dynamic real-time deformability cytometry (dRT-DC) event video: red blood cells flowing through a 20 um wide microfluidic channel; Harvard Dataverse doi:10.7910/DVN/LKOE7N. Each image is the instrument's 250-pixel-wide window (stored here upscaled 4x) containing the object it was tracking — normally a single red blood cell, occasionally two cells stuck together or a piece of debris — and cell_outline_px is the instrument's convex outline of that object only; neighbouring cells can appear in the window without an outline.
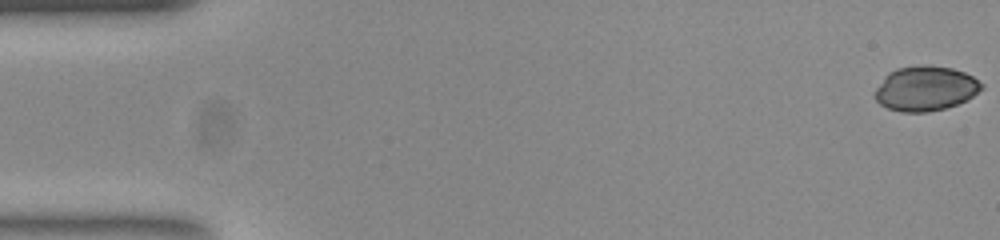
{"species": "common noctule bat (a hibernating species)", "species_latin": "Nyctalus noctula", "temperature_condition": "room temperature", "stored_images_in_passage": 54, "camera_frame_rate_fps": 3000, "um_per_image_px": 0.085, "animal": {"sex": "female", "body_mass_g": 23.0, "forearm_length_mm": 53.4}, "frame": {"image": 1, "passage_image": 1, "time_ms": 0.0, "image_size_px": [1000, 240], "cell_outline_px": [[984, 88], [972, 96], [956, 104], [944, 108], [928, 112], [900, 112], [888, 108], [880, 104], [876, 100], [876, 88], [884, 76], [888, 72], [896, 68], [924, 64], [952, 68], [964, 72], [972, 76], [984, 84]], "centroid_in_image_um": [78.66, 7.51], "position_along_channel_um": 6.3, "area_um2": 27.8}}
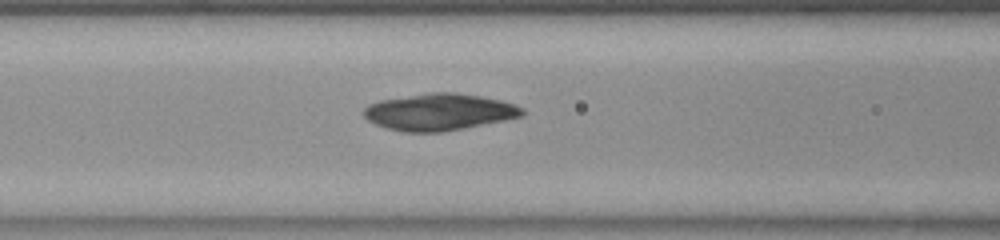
{"frame": {"image": 2, "passage_image": 22, "time_ms": 7.0, "image_size_px": [1000, 240], "cell_outline_px": [[524, 116], [440, 132], [404, 132], [388, 128], [376, 124], [368, 120], [364, 116], [364, 108], [368, 104], [380, 100], [428, 92], [456, 92], [480, 96], [500, 100], [516, 104], [524, 108]], "centroid_in_image_um": [37.33, 9.5], "position_along_channel_um": 129.3, "area_um2": 33.81}}
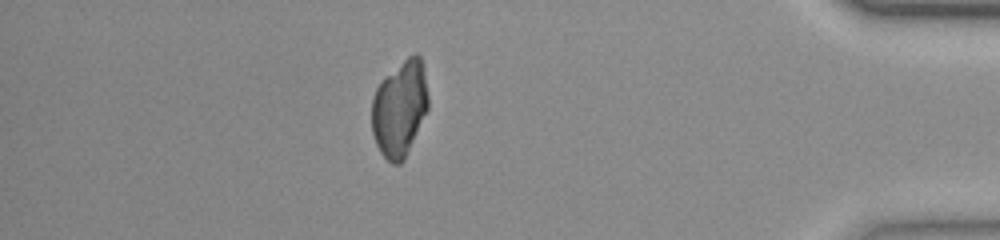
{"frame": {"image": 3, "passage_image": 47, "time_ms": 15.333, "image_size_px": [1000, 240], "cell_outline_px": [[428, 108], [404, 160], [400, 164], [392, 164], [380, 152], [376, 144], [372, 132], [372, 96], [376, 88], [408, 56], [416, 52], [420, 56], [424, 72], [428, 96]], "centroid_in_image_um": [33.97, 9.26], "position_along_channel_um": 401.2, "area_um2": 31.1}}